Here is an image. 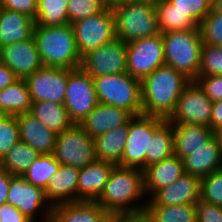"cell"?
Instances as JSON below:
<instances>
[{
	"label": "cell",
	"instance_id": "f907efd6",
	"mask_svg": "<svg viewBox=\"0 0 222 222\" xmlns=\"http://www.w3.org/2000/svg\"><path fill=\"white\" fill-rule=\"evenodd\" d=\"M100 3L107 9H114L118 7V0H99Z\"/></svg>",
	"mask_w": 222,
	"mask_h": 222
},
{
	"label": "cell",
	"instance_id": "7c38bea8",
	"mask_svg": "<svg viewBox=\"0 0 222 222\" xmlns=\"http://www.w3.org/2000/svg\"><path fill=\"white\" fill-rule=\"evenodd\" d=\"M6 203L17 208L32 222H36L39 213H42L41 222H50L53 207L45 191L28 183L22 176L11 178Z\"/></svg>",
	"mask_w": 222,
	"mask_h": 222
},
{
	"label": "cell",
	"instance_id": "277c9868",
	"mask_svg": "<svg viewBox=\"0 0 222 222\" xmlns=\"http://www.w3.org/2000/svg\"><path fill=\"white\" fill-rule=\"evenodd\" d=\"M162 39L165 65L195 81L198 78L203 45L199 27L162 33Z\"/></svg>",
	"mask_w": 222,
	"mask_h": 222
},
{
	"label": "cell",
	"instance_id": "7bdbcfd3",
	"mask_svg": "<svg viewBox=\"0 0 222 222\" xmlns=\"http://www.w3.org/2000/svg\"><path fill=\"white\" fill-rule=\"evenodd\" d=\"M196 210L197 222H222V206L199 200Z\"/></svg>",
	"mask_w": 222,
	"mask_h": 222
},
{
	"label": "cell",
	"instance_id": "d4e9b609",
	"mask_svg": "<svg viewBox=\"0 0 222 222\" xmlns=\"http://www.w3.org/2000/svg\"><path fill=\"white\" fill-rule=\"evenodd\" d=\"M174 155L180 159L204 147L214 136V131L204 125L172 124Z\"/></svg>",
	"mask_w": 222,
	"mask_h": 222
},
{
	"label": "cell",
	"instance_id": "30bf717a",
	"mask_svg": "<svg viewBox=\"0 0 222 222\" xmlns=\"http://www.w3.org/2000/svg\"><path fill=\"white\" fill-rule=\"evenodd\" d=\"M98 104L94 80L83 68L70 69L64 106L70 120L80 124Z\"/></svg>",
	"mask_w": 222,
	"mask_h": 222
},
{
	"label": "cell",
	"instance_id": "b9f144b4",
	"mask_svg": "<svg viewBox=\"0 0 222 222\" xmlns=\"http://www.w3.org/2000/svg\"><path fill=\"white\" fill-rule=\"evenodd\" d=\"M195 81L212 102L222 100V75L199 76Z\"/></svg>",
	"mask_w": 222,
	"mask_h": 222
},
{
	"label": "cell",
	"instance_id": "bcb514c9",
	"mask_svg": "<svg viewBox=\"0 0 222 222\" xmlns=\"http://www.w3.org/2000/svg\"><path fill=\"white\" fill-rule=\"evenodd\" d=\"M112 222H154L146 211L140 213L114 215Z\"/></svg>",
	"mask_w": 222,
	"mask_h": 222
},
{
	"label": "cell",
	"instance_id": "7dc6e473",
	"mask_svg": "<svg viewBox=\"0 0 222 222\" xmlns=\"http://www.w3.org/2000/svg\"><path fill=\"white\" fill-rule=\"evenodd\" d=\"M13 176L7 170L0 167V205L6 203L10 180Z\"/></svg>",
	"mask_w": 222,
	"mask_h": 222
},
{
	"label": "cell",
	"instance_id": "ffe728a7",
	"mask_svg": "<svg viewBox=\"0 0 222 222\" xmlns=\"http://www.w3.org/2000/svg\"><path fill=\"white\" fill-rule=\"evenodd\" d=\"M80 169L60 164L57 173L52 176L45 191V196L52 207L78 201V179Z\"/></svg>",
	"mask_w": 222,
	"mask_h": 222
},
{
	"label": "cell",
	"instance_id": "c3c4849f",
	"mask_svg": "<svg viewBox=\"0 0 222 222\" xmlns=\"http://www.w3.org/2000/svg\"><path fill=\"white\" fill-rule=\"evenodd\" d=\"M18 78L14 72L3 63H0V90L13 84Z\"/></svg>",
	"mask_w": 222,
	"mask_h": 222
},
{
	"label": "cell",
	"instance_id": "681fc988",
	"mask_svg": "<svg viewBox=\"0 0 222 222\" xmlns=\"http://www.w3.org/2000/svg\"><path fill=\"white\" fill-rule=\"evenodd\" d=\"M222 125V100L214 101L212 104L211 129L214 131Z\"/></svg>",
	"mask_w": 222,
	"mask_h": 222
},
{
	"label": "cell",
	"instance_id": "8fae6325",
	"mask_svg": "<svg viewBox=\"0 0 222 222\" xmlns=\"http://www.w3.org/2000/svg\"><path fill=\"white\" fill-rule=\"evenodd\" d=\"M165 65L162 33L127 43V73L140 81Z\"/></svg>",
	"mask_w": 222,
	"mask_h": 222
},
{
	"label": "cell",
	"instance_id": "e0dca14e",
	"mask_svg": "<svg viewBox=\"0 0 222 222\" xmlns=\"http://www.w3.org/2000/svg\"><path fill=\"white\" fill-rule=\"evenodd\" d=\"M200 198V179L185 173L169 186L158 189L146 205L197 204Z\"/></svg>",
	"mask_w": 222,
	"mask_h": 222
},
{
	"label": "cell",
	"instance_id": "f6af8a7d",
	"mask_svg": "<svg viewBox=\"0 0 222 222\" xmlns=\"http://www.w3.org/2000/svg\"><path fill=\"white\" fill-rule=\"evenodd\" d=\"M0 222H32L11 204L0 205Z\"/></svg>",
	"mask_w": 222,
	"mask_h": 222
},
{
	"label": "cell",
	"instance_id": "f35d334b",
	"mask_svg": "<svg viewBox=\"0 0 222 222\" xmlns=\"http://www.w3.org/2000/svg\"><path fill=\"white\" fill-rule=\"evenodd\" d=\"M198 27L203 43L222 46V13L211 10Z\"/></svg>",
	"mask_w": 222,
	"mask_h": 222
},
{
	"label": "cell",
	"instance_id": "603a6c76",
	"mask_svg": "<svg viewBox=\"0 0 222 222\" xmlns=\"http://www.w3.org/2000/svg\"><path fill=\"white\" fill-rule=\"evenodd\" d=\"M114 166V163L97 159L81 168L78 179V201H95L104 190Z\"/></svg>",
	"mask_w": 222,
	"mask_h": 222
},
{
	"label": "cell",
	"instance_id": "f1b7e54d",
	"mask_svg": "<svg viewBox=\"0 0 222 222\" xmlns=\"http://www.w3.org/2000/svg\"><path fill=\"white\" fill-rule=\"evenodd\" d=\"M29 113L40 120L55 134L63 132L74 124L70 120L64 104L51 101L32 102Z\"/></svg>",
	"mask_w": 222,
	"mask_h": 222
},
{
	"label": "cell",
	"instance_id": "5bb4252c",
	"mask_svg": "<svg viewBox=\"0 0 222 222\" xmlns=\"http://www.w3.org/2000/svg\"><path fill=\"white\" fill-rule=\"evenodd\" d=\"M81 68L92 77L126 73L127 43L115 38L90 51L82 58Z\"/></svg>",
	"mask_w": 222,
	"mask_h": 222
},
{
	"label": "cell",
	"instance_id": "d6a6232c",
	"mask_svg": "<svg viewBox=\"0 0 222 222\" xmlns=\"http://www.w3.org/2000/svg\"><path fill=\"white\" fill-rule=\"evenodd\" d=\"M145 211L154 222H197L196 204L146 205Z\"/></svg>",
	"mask_w": 222,
	"mask_h": 222
},
{
	"label": "cell",
	"instance_id": "db71d44e",
	"mask_svg": "<svg viewBox=\"0 0 222 222\" xmlns=\"http://www.w3.org/2000/svg\"><path fill=\"white\" fill-rule=\"evenodd\" d=\"M140 1V0H118V6L127 2Z\"/></svg>",
	"mask_w": 222,
	"mask_h": 222
},
{
	"label": "cell",
	"instance_id": "2e32d148",
	"mask_svg": "<svg viewBox=\"0 0 222 222\" xmlns=\"http://www.w3.org/2000/svg\"><path fill=\"white\" fill-rule=\"evenodd\" d=\"M1 63L10 68L18 79H26L44 66L33 37L1 47Z\"/></svg>",
	"mask_w": 222,
	"mask_h": 222
},
{
	"label": "cell",
	"instance_id": "f546056e",
	"mask_svg": "<svg viewBox=\"0 0 222 222\" xmlns=\"http://www.w3.org/2000/svg\"><path fill=\"white\" fill-rule=\"evenodd\" d=\"M160 33L196 29L199 24L186 12L173 7L168 0H154Z\"/></svg>",
	"mask_w": 222,
	"mask_h": 222
},
{
	"label": "cell",
	"instance_id": "7402d4cb",
	"mask_svg": "<svg viewBox=\"0 0 222 222\" xmlns=\"http://www.w3.org/2000/svg\"><path fill=\"white\" fill-rule=\"evenodd\" d=\"M144 190L150 198L158 189L174 183L185 174L183 161L176 155L147 166L144 170Z\"/></svg>",
	"mask_w": 222,
	"mask_h": 222
},
{
	"label": "cell",
	"instance_id": "8992f818",
	"mask_svg": "<svg viewBox=\"0 0 222 222\" xmlns=\"http://www.w3.org/2000/svg\"><path fill=\"white\" fill-rule=\"evenodd\" d=\"M98 103L126 109L142 115L141 82L129 73L92 77Z\"/></svg>",
	"mask_w": 222,
	"mask_h": 222
},
{
	"label": "cell",
	"instance_id": "5b68a950",
	"mask_svg": "<svg viewBox=\"0 0 222 222\" xmlns=\"http://www.w3.org/2000/svg\"><path fill=\"white\" fill-rule=\"evenodd\" d=\"M116 38L124 42L160 34L154 0L127 2L113 9Z\"/></svg>",
	"mask_w": 222,
	"mask_h": 222
},
{
	"label": "cell",
	"instance_id": "836d02e7",
	"mask_svg": "<svg viewBox=\"0 0 222 222\" xmlns=\"http://www.w3.org/2000/svg\"><path fill=\"white\" fill-rule=\"evenodd\" d=\"M59 167L60 163L55 159L53 153L41 154L22 177L33 186L45 190Z\"/></svg>",
	"mask_w": 222,
	"mask_h": 222
},
{
	"label": "cell",
	"instance_id": "ee69618b",
	"mask_svg": "<svg viewBox=\"0 0 222 222\" xmlns=\"http://www.w3.org/2000/svg\"><path fill=\"white\" fill-rule=\"evenodd\" d=\"M1 6L7 10L25 14L35 20L38 3L36 0H2Z\"/></svg>",
	"mask_w": 222,
	"mask_h": 222
},
{
	"label": "cell",
	"instance_id": "cb8c5ba5",
	"mask_svg": "<svg viewBox=\"0 0 222 222\" xmlns=\"http://www.w3.org/2000/svg\"><path fill=\"white\" fill-rule=\"evenodd\" d=\"M182 161L185 173L201 179L214 170L222 168V148L213 136L204 147L195 150Z\"/></svg>",
	"mask_w": 222,
	"mask_h": 222
},
{
	"label": "cell",
	"instance_id": "44dd1931",
	"mask_svg": "<svg viewBox=\"0 0 222 222\" xmlns=\"http://www.w3.org/2000/svg\"><path fill=\"white\" fill-rule=\"evenodd\" d=\"M16 120L20 141L32 146L40 154L53 153L57 134L29 112L16 115Z\"/></svg>",
	"mask_w": 222,
	"mask_h": 222
},
{
	"label": "cell",
	"instance_id": "e575fe53",
	"mask_svg": "<svg viewBox=\"0 0 222 222\" xmlns=\"http://www.w3.org/2000/svg\"><path fill=\"white\" fill-rule=\"evenodd\" d=\"M38 3L35 26L69 24L67 6L69 0H36Z\"/></svg>",
	"mask_w": 222,
	"mask_h": 222
},
{
	"label": "cell",
	"instance_id": "74e56055",
	"mask_svg": "<svg viewBox=\"0 0 222 222\" xmlns=\"http://www.w3.org/2000/svg\"><path fill=\"white\" fill-rule=\"evenodd\" d=\"M20 141L16 115L0 114V160Z\"/></svg>",
	"mask_w": 222,
	"mask_h": 222
},
{
	"label": "cell",
	"instance_id": "4fadbf2b",
	"mask_svg": "<svg viewBox=\"0 0 222 222\" xmlns=\"http://www.w3.org/2000/svg\"><path fill=\"white\" fill-rule=\"evenodd\" d=\"M211 99L196 81H191L181 93L176 109L168 121L171 124L186 123L211 128Z\"/></svg>",
	"mask_w": 222,
	"mask_h": 222
},
{
	"label": "cell",
	"instance_id": "9a60e30c",
	"mask_svg": "<svg viewBox=\"0 0 222 222\" xmlns=\"http://www.w3.org/2000/svg\"><path fill=\"white\" fill-rule=\"evenodd\" d=\"M70 69L43 66L25 80L32 102L51 101L64 104Z\"/></svg>",
	"mask_w": 222,
	"mask_h": 222
},
{
	"label": "cell",
	"instance_id": "9c48e42d",
	"mask_svg": "<svg viewBox=\"0 0 222 222\" xmlns=\"http://www.w3.org/2000/svg\"><path fill=\"white\" fill-rule=\"evenodd\" d=\"M155 116L138 115L128 121V137L122 160L118 164L122 167L146 168V152H148L149 137L165 121Z\"/></svg>",
	"mask_w": 222,
	"mask_h": 222
},
{
	"label": "cell",
	"instance_id": "60d3db41",
	"mask_svg": "<svg viewBox=\"0 0 222 222\" xmlns=\"http://www.w3.org/2000/svg\"><path fill=\"white\" fill-rule=\"evenodd\" d=\"M174 8L189 14L198 24L211 11L212 0H168Z\"/></svg>",
	"mask_w": 222,
	"mask_h": 222
},
{
	"label": "cell",
	"instance_id": "3957f363",
	"mask_svg": "<svg viewBox=\"0 0 222 222\" xmlns=\"http://www.w3.org/2000/svg\"><path fill=\"white\" fill-rule=\"evenodd\" d=\"M33 38L44 66L76 69L82 57L76 46L71 24L35 26Z\"/></svg>",
	"mask_w": 222,
	"mask_h": 222
},
{
	"label": "cell",
	"instance_id": "52a82bcc",
	"mask_svg": "<svg viewBox=\"0 0 222 222\" xmlns=\"http://www.w3.org/2000/svg\"><path fill=\"white\" fill-rule=\"evenodd\" d=\"M76 46L83 58L87 53L116 38L115 17L112 9L71 23Z\"/></svg>",
	"mask_w": 222,
	"mask_h": 222
},
{
	"label": "cell",
	"instance_id": "d590c367",
	"mask_svg": "<svg viewBox=\"0 0 222 222\" xmlns=\"http://www.w3.org/2000/svg\"><path fill=\"white\" fill-rule=\"evenodd\" d=\"M199 200L222 206V168L200 179Z\"/></svg>",
	"mask_w": 222,
	"mask_h": 222
},
{
	"label": "cell",
	"instance_id": "6da1fadb",
	"mask_svg": "<svg viewBox=\"0 0 222 222\" xmlns=\"http://www.w3.org/2000/svg\"><path fill=\"white\" fill-rule=\"evenodd\" d=\"M145 195L144 171L115 165L95 202L113 216L140 213L146 209Z\"/></svg>",
	"mask_w": 222,
	"mask_h": 222
},
{
	"label": "cell",
	"instance_id": "8d00e7d4",
	"mask_svg": "<svg viewBox=\"0 0 222 222\" xmlns=\"http://www.w3.org/2000/svg\"><path fill=\"white\" fill-rule=\"evenodd\" d=\"M222 75V46L203 43L199 76Z\"/></svg>",
	"mask_w": 222,
	"mask_h": 222
},
{
	"label": "cell",
	"instance_id": "ba28073f",
	"mask_svg": "<svg viewBox=\"0 0 222 222\" xmlns=\"http://www.w3.org/2000/svg\"><path fill=\"white\" fill-rule=\"evenodd\" d=\"M53 155L60 164L79 169L97 160L94 141L79 124L56 135Z\"/></svg>",
	"mask_w": 222,
	"mask_h": 222
},
{
	"label": "cell",
	"instance_id": "f5cc1de1",
	"mask_svg": "<svg viewBox=\"0 0 222 222\" xmlns=\"http://www.w3.org/2000/svg\"><path fill=\"white\" fill-rule=\"evenodd\" d=\"M214 137L217 139L222 148V125L214 130Z\"/></svg>",
	"mask_w": 222,
	"mask_h": 222
},
{
	"label": "cell",
	"instance_id": "83f0119b",
	"mask_svg": "<svg viewBox=\"0 0 222 222\" xmlns=\"http://www.w3.org/2000/svg\"><path fill=\"white\" fill-rule=\"evenodd\" d=\"M31 105L32 100L25 79H17L13 84L0 90V114L28 113Z\"/></svg>",
	"mask_w": 222,
	"mask_h": 222
},
{
	"label": "cell",
	"instance_id": "4316f807",
	"mask_svg": "<svg viewBox=\"0 0 222 222\" xmlns=\"http://www.w3.org/2000/svg\"><path fill=\"white\" fill-rule=\"evenodd\" d=\"M128 137V122L93 139L98 160L118 165Z\"/></svg>",
	"mask_w": 222,
	"mask_h": 222
},
{
	"label": "cell",
	"instance_id": "484cf974",
	"mask_svg": "<svg viewBox=\"0 0 222 222\" xmlns=\"http://www.w3.org/2000/svg\"><path fill=\"white\" fill-rule=\"evenodd\" d=\"M35 21L29 16L1 8L0 48L11 43L29 40L33 37Z\"/></svg>",
	"mask_w": 222,
	"mask_h": 222
},
{
	"label": "cell",
	"instance_id": "816d5d0a",
	"mask_svg": "<svg viewBox=\"0 0 222 222\" xmlns=\"http://www.w3.org/2000/svg\"><path fill=\"white\" fill-rule=\"evenodd\" d=\"M211 10L215 13H222V0H212Z\"/></svg>",
	"mask_w": 222,
	"mask_h": 222
},
{
	"label": "cell",
	"instance_id": "ab89813d",
	"mask_svg": "<svg viewBox=\"0 0 222 222\" xmlns=\"http://www.w3.org/2000/svg\"><path fill=\"white\" fill-rule=\"evenodd\" d=\"M104 9L99 0H69L67 6L69 23L95 15Z\"/></svg>",
	"mask_w": 222,
	"mask_h": 222
},
{
	"label": "cell",
	"instance_id": "4dcf8cb0",
	"mask_svg": "<svg viewBox=\"0 0 222 222\" xmlns=\"http://www.w3.org/2000/svg\"><path fill=\"white\" fill-rule=\"evenodd\" d=\"M174 154L172 124L165 120L149 137L148 152H146V167L171 157Z\"/></svg>",
	"mask_w": 222,
	"mask_h": 222
},
{
	"label": "cell",
	"instance_id": "ac0fdd59",
	"mask_svg": "<svg viewBox=\"0 0 222 222\" xmlns=\"http://www.w3.org/2000/svg\"><path fill=\"white\" fill-rule=\"evenodd\" d=\"M133 115L126 109L98 103L79 124L92 139L125 125Z\"/></svg>",
	"mask_w": 222,
	"mask_h": 222
},
{
	"label": "cell",
	"instance_id": "7a4b0ae2",
	"mask_svg": "<svg viewBox=\"0 0 222 222\" xmlns=\"http://www.w3.org/2000/svg\"><path fill=\"white\" fill-rule=\"evenodd\" d=\"M142 114L168 120L185 87L191 82L173 67L163 65L141 81Z\"/></svg>",
	"mask_w": 222,
	"mask_h": 222
},
{
	"label": "cell",
	"instance_id": "1f68e13d",
	"mask_svg": "<svg viewBox=\"0 0 222 222\" xmlns=\"http://www.w3.org/2000/svg\"><path fill=\"white\" fill-rule=\"evenodd\" d=\"M40 155L32 146L19 141L0 160V167L14 176H23Z\"/></svg>",
	"mask_w": 222,
	"mask_h": 222
},
{
	"label": "cell",
	"instance_id": "d6986e66",
	"mask_svg": "<svg viewBox=\"0 0 222 222\" xmlns=\"http://www.w3.org/2000/svg\"><path fill=\"white\" fill-rule=\"evenodd\" d=\"M113 215L95 201L63 203L53 207L50 222H112Z\"/></svg>",
	"mask_w": 222,
	"mask_h": 222
}]
</instances>
